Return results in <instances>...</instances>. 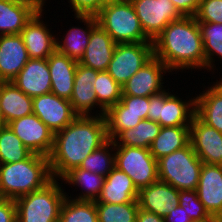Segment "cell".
Here are the masks:
<instances>
[{
	"instance_id": "6da1fadb",
	"label": "cell",
	"mask_w": 222,
	"mask_h": 222,
	"mask_svg": "<svg viewBox=\"0 0 222 222\" xmlns=\"http://www.w3.org/2000/svg\"><path fill=\"white\" fill-rule=\"evenodd\" d=\"M107 140L104 116H77L63 130L54 134L53 148L48 156L53 179L60 181Z\"/></svg>"
},
{
	"instance_id": "7a4b0ae2",
	"label": "cell",
	"mask_w": 222,
	"mask_h": 222,
	"mask_svg": "<svg viewBox=\"0 0 222 222\" xmlns=\"http://www.w3.org/2000/svg\"><path fill=\"white\" fill-rule=\"evenodd\" d=\"M154 57L162 61L170 73L206 69L204 45L199 22L193 16H182L170 22L152 41Z\"/></svg>"
},
{
	"instance_id": "3957f363",
	"label": "cell",
	"mask_w": 222,
	"mask_h": 222,
	"mask_svg": "<svg viewBox=\"0 0 222 222\" xmlns=\"http://www.w3.org/2000/svg\"><path fill=\"white\" fill-rule=\"evenodd\" d=\"M52 180L47 156L32 153L23 161L0 164V198L16 199L44 188Z\"/></svg>"
},
{
	"instance_id": "277c9868",
	"label": "cell",
	"mask_w": 222,
	"mask_h": 222,
	"mask_svg": "<svg viewBox=\"0 0 222 222\" xmlns=\"http://www.w3.org/2000/svg\"><path fill=\"white\" fill-rule=\"evenodd\" d=\"M95 17L116 44L152 42L145 35L130 0H108Z\"/></svg>"
},
{
	"instance_id": "5b68a950",
	"label": "cell",
	"mask_w": 222,
	"mask_h": 222,
	"mask_svg": "<svg viewBox=\"0 0 222 222\" xmlns=\"http://www.w3.org/2000/svg\"><path fill=\"white\" fill-rule=\"evenodd\" d=\"M61 187L53 179L44 188L16 198V222H58L66 198Z\"/></svg>"
},
{
	"instance_id": "8992f818",
	"label": "cell",
	"mask_w": 222,
	"mask_h": 222,
	"mask_svg": "<svg viewBox=\"0 0 222 222\" xmlns=\"http://www.w3.org/2000/svg\"><path fill=\"white\" fill-rule=\"evenodd\" d=\"M202 164L189 143L158 159V177L179 191L196 190Z\"/></svg>"
},
{
	"instance_id": "52a82bcc",
	"label": "cell",
	"mask_w": 222,
	"mask_h": 222,
	"mask_svg": "<svg viewBox=\"0 0 222 222\" xmlns=\"http://www.w3.org/2000/svg\"><path fill=\"white\" fill-rule=\"evenodd\" d=\"M115 167L132 179L138 191L159 180L158 160L148 148L115 146Z\"/></svg>"
},
{
	"instance_id": "ba28073f",
	"label": "cell",
	"mask_w": 222,
	"mask_h": 222,
	"mask_svg": "<svg viewBox=\"0 0 222 222\" xmlns=\"http://www.w3.org/2000/svg\"><path fill=\"white\" fill-rule=\"evenodd\" d=\"M147 119L157 121L162 127L190 126L195 115V97L182 100L167 89L149 97Z\"/></svg>"
},
{
	"instance_id": "9c48e42d",
	"label": "cell",
	"mask_w": 222,
	"mask_h": 222,
	"mask_svg": "<svg viewBox=\"0 0 222 222\" xmlns=\"http://www.w3.org/2000/svg\"><path fill=\"white\" fill-rule=\"evenodd\" d=\"M153 57V42L117 44L106 71L122 86Z\"/></svg>"
},
{
	"instance_id": "30bf717a",
	"label": "cell",
	"mask_w": 222,
	"mask_h": 222,
	"mask_svg": "<svg viewBox=\"0 0 222 222\" xmlns=\"http://www.w3.org/2000/svg\"><path fill=\"white\" fill-rule=\"evenodd\" d=\"M145 35L153 41L164 28L182 15L171 0H130Z\"/></svg>"
},
{
	"instance_id": "8fae6325",
	"label": "cell",
	"mask_w": 222,
	"mask_h": 222,
	"mask_svg": "<svg viewBox=\"0 0 222 222\" xmlns=\"http://www.w3.org/2000/svg\"><path fill=\"white\" fill-rule=\"evenodd\" d=\"M7 125L29 151L47 157L50 155L54 143V132L35 114L14 119Z\"/></svg>"
},
{
	"instance_id": "7c38bea8",
	"label": "cell",
	"mask_w": 222,
	"mask_h": 222,
	"mask_svg": "<svg viewBox=\"0 0 222 222\" xmlns=\"http://www.w3.org/2000/svg\"><path fill=\"white\" fill-rule=\"evenodd\" d=\"M35 114L54 134L63 130L78 115L73 111L69 100L48 93L32 98Z\"/></svg>"
},
{
	"instance_id": "4fadbf2b",
	"label": "cell",
	"mask_w": 222,
	"mask_h": 222,
	"mask_svg": "<svg viewBox=\"0 0 222 222\" xmlns=\"http://www.w3.org/2000/svg\"><path fill=\"white\" fill-rule=\"evenodd\" d=\"M166 72L170 73L167 66L153 57L122 85V95L150 97L162 92L165 90L162 84H165L163 75Z\"/></svg>"
},
{
	"instance_id": "5bb4252c",
	"label": "cell",
	"mask_w": 222,
	"mask_h": 222,
	"mask_svg": "<svg viewBox=\"0 0 222 222\" xmlns=\"http://www.w3.org/2000/svg\"><path fill=\"white\" fill-rule=\"evenodd\" d=\"M190 144L203 163L222 165V132L204 123L196 114L190 125Z\"/></svg>"
},
{
	"instance_id": "9a60e30c",
	"label": "cell",
	"mask_w": 222,
	"mask_h": 222,
	"mask_svg": "<svg viewBox=\"0 0 222 222\" xmlns=\"http://www.w3.org/2000/svg\"><path fill=\"white\" fill-rule=\"evenodd\" d=\"M44 10L40 9L20 32L31 59H47L56 50V36L42 19Z\"/></svg>"
},
{
	"instance_id": "2e32d148",
	"label": "cell",
	"mask_w": 222,
	"mask_h": 222,
	"mask_svg": "<svg viewBox=\"0 0 222 222\" xmlns=\"http://www.w3.org/2000/svg\"><path fill=\"white\" fill-rule=\"evenodd\" d=\"M197 196L213 219H222V165L202 164Z\"/></svg>"
},
{
	"instance_id": "e0dca14e",
	"label": "cell",
	"mask_w": 222,
	"mask_h": 222,
	"mask_svg": "<svg viewBox=\"0 0 222 222\" xmlns=\"http://www.w3.org/2000/svg\"><path fill=\"white\" fill-rule=\"evenodd\" d=\"M137 201L140 209L164 218L179 206V190L158 180L139 190Z\"/></svg>"
},
{
	"instance_id": "ac0fdd59",
	"label": "cell",
	"mask_w": 222,
	"mask_h": 222,
	"mask_svg": "<svg viewBox=\"0 0 222 222\" xmlns=\"http://www.w3.org/2000/svg\"><path fill=\"white\" fill-rule=\"evenodd\" d=\"M29 59L20 34L0 35V82H11Z\"/></svg>"
},
{
	"instance_id": "d6986e66",
	"label": "cell",
	"mask_w": 222,
	"mask_h": 222,
	"mask_svg": "<svg viewBox=\"0 0 222 222\" xmlns=\"http://www.w3.org/2000/svg\"><path fill=\"white\" fill-rule=\"evenodd\" d=\"M29 97L51 93V78L47 59H29L11 81Z\"/></svg>"
},
{
	"instance_id": "ffe728a7",
	"label": "cell",
	"mask_w": 222,
	"mask_h": 222,
	"mask_svg": "<svg viewBox=\"0 0 222 222\" xmlns=\"http://www.w3.org/2000/svg\"><path fill=\"white\" fill-rule=\"evenodd\" d=\"M98 71L78 63L75 72L73 93L70 98L73 111L78 115L91 116L93 108L98 106V100L93 89ZM92 113V114H91Z\"/></svg>"
},
{
	"instance_id": "44dd1931",
	"label": "cell",
	"mask_w": 222,
	"mask_h": 222,
	"mask_svg": "<svg viewBox=\"0 0 222 222\" xmlns=\"http://www.w3.org/2000/svg\"><path fill=\"white\" fill-rule=\"evenodd\" d=\"M39 10L29 0H0V35L20 34Z\"/></svg>"
},
{
	"instance_id": "7402d4cb",
	"label": "cell",
	"mask_w": 222,
	"mask_h": 222,
	"mask_svg": "<svg viewBox=\"0 0 222 222\" xmlns=\"http://www.w3.org/2000/svg\"><path fill=\"white\" fill-rule=\"evenodd\" d=\"M47 62L50 70L51 93L70 100L78 62L57 50L47 58Z\"/></svg>"
},
{
	"instance_id": "603a6c76",
	"label": "cell",
	"mask_w": 222,
	"mask_h": 222,
	"mask_svg": "<svg viewBox=\"0 0 222 222\" xmlns=\"http://www.w3.org/2000/svg\"><path fill=\"white\" fill-rule=\"evenodd\" d=\"M116 43L99 25L92 31L84 55L78 63L97 71H106L113 57Z\"/></svg>"
},
{
	"instance_id": "cb8c5ba5",
	"label": "cell",
	"mask_w": 222,
	"mask_h": 222,
	"mask_svg": "<svg viewBox=\"0 0 222 222\" xmlns=\"http://www.w3.org/2000/svg\"><path fill=\"white\" fill-rule=\"evenodd\" d=\"M84 27L72 26L65 37H56V50L69 58L80 61L89 43L91 31L98 25L95 15H74ZM84 29V30H83ZM60 39V40H59Z\"/></svg>"
},
{
	"instance_id": "d4e9b609",
	"label": "cell",
	"mask_w": 222,
	"mask_h": 222,
	"mask_svg": "<svg viewBox=\"0 0 222 222\" xmlns=\"http://www.w3.org/2000/svg\"><path fill=\"white\" fill-rule=\"evenodd\" d=\"M138 192L132 179L126 173L114 167L106 176L101 194L95 202L130 203L137 200Z\"/></svg>"
},
{
	"instance_id": "484cf974",
	"label": "cell",
	"mask_w": 222,
	"mask_h": 222,
	"mask_svg": "<svg viewBox=\"0 0 222 222\" xmlns=\"http://www.w3.org/2000/svg\"><path fill=\"white\" fill-rule=\"evenodd\" d=\"M0 109L5 125L14 119L33 114L32 97L12 82H0Z\"/></svg>"
},
{
	"instance_id": "4316f807",
	"label": "cell",
	"mask_w": 222,
	"mask_h": 222,
	"mask_svg": "<svg viewBox=\"0 0 222 222\" xmlns=\"http://www.w3.org/2000/svg\"><path fill=\"white\" fill-rule=\"evenodd\" d=\"M195 97V114L207 125L222 132V85L215 81Z\"/></svg>"
},
{
	"instance_id": "83f0119b",
	"label": "cell",
	"mask_w": 222,
	"mask_h": 222,
	"mask_svg": "<svg viewBox=\"0 0 222 222\" xmlns=\"http://www.w3.org/2000/svg\"><path fill=\"white\" fill-rule=\"evenodd\" d=\"M105 178L102 175L77 167L66 173L61 180L65 182L64 184L76 185L75 189L78 186L82 190V193L77 195L78 197L72 198L71 195L65 193L66 197L78 201H96L101 194Z\"/></svg>"
},
{
	"instance_id": "f1b7e54d",
	"label": "cell",
	"mask_w": 222,
	"mask_h": 222,
	"mask_svg": "<svg viewBox=\"0 0 222 222\" xmlns=\"http://www.w3.org/2000/svg\"><path fill=\"white\" fill-rule=\"evenodd\" d=\"M190 143V126L162 127L150 146V153L158 160L161 157L186 147Z\"/></svg>"
},
{
	"instance_id": "f546056e",
	"label": "cell",
	"mask_w": 222,
	"mask_h": 222,
	"mask_svg": "<svg viewBox=\"0 0 222 222\" xmlns=\"http://www.w3.org/2000/svg\"><path fill=\"white\" fill-rule=\"evenodd\" d=\"M162 126L157 121L142 119L134 128L121 131L114 139V146H134L148 148Z\"/></svg>"
},
{
	"instance_id": "4dcf8cb0",
	"label": "cell",
	"mask_w": 222,
	"mask_h": 222,
	"mask_svg": "<svg viewBox=\"0 0 222 222\" xmlns=\"http://www.w3.org/2000/svg\"><path fill=\"white\" fill-rule=\"evenodd\" d=\"M93 89L100 108L99 113L94 115L104 116L105 112L117 104L122 96V86L107 71H98Z\"/></svg>"
},
{
	"instance_id": "1f68e13d",
	"label": "cell",
	"mask_w": 222,
	"mask_h": 222,
	"mask_svg": "<svg viewBox=\"0 0 222 222\" xmlns=\"http://www.w3.org/2000/svg\"><path fill=\"white\" fill-rule=\"evenodd\" d=\"M199 28L204 45L207 72L214 71L216 60L213 57L219 56L218 58L222 59V23L199 22Z\"/></svg>"
},
{
	"instance_id": "d6a6232c",
	"label": "cell",
	"mask_w": 222,
	"mask_h": 222,
	"mask_svg": "<svg viewBox=\"0 0 222 222\" xmlns=\"http://www.w3.org/2000/svg\"><path fill=\"white\" fill-rule=\"evenodd\" d=\"M114 151V142L113 140L108 139L103 145H101L99 148L95 149L90 155H88L83 160L79 168L106 177L115 167Z\"/></svg>"
},
{
	"instance_id": "836d02e7",
	"label": "cell",
	"mask_w": 222,
	"mask_h": 222,
	"mask_svg": "<svg viewBox=\"0 0 222 222\" xmlns=\"http://www.w3.org/2000/svg\"><path fill=\"white\" fill-rule=\"evenodd\" d=\"M31 154L8 125L0 127V164L20 162Z\"/></svg>"
},
{
	"instance_id": "e575fe53",
	"label": "cell",
	"mask_w": 222,
	"mask_h": 222,
	"mask_svg": "<svg viewBox=\"0 0 222 222\" xmlns=\"http://www.w3.org/2000/svg\"><path fill=\"white\" fill-rule=\"evenodd\" d=\"M58 222H98L95 201L65 198Z\"/></svg>"
},
{
	"instance_id": "d590c367",
	"label": "cell",
	"mask_w": 222,
	"mask_h": 222,
	"mask_svg": "<svg viewBox=\"0 0 222 222\" xmlns=\"http://www.w3.org/2000/svg\"><path fill=\"white\" fill-rule=\"evenodd\" d=\"M98 222H136L139 209L138 201L113 204L95 202Z\"/></svg>"
},
{
	"instance_id": "8d00e7d4",
	"label": "cell",
	"mask_w": 222,
	"mask_h": 222,
	"mask_svg": "<svg viewBox=\"0 0 222 222\" xmlns=\"http://www.w3.org/2000/svg\"><path fill=\"white\" fill-rule=\"evenodd\" d=\"M108 139L113 140L121 131L134 128L142 118L133 113H124V105L119 101L105 112Z\"/></svg>"
},
{
	"instance_id": "74e56055",
	"label": "cell",
	"mask_w": 222,
	"mask_h": 222,
	"mask_svg": "<svg viewBox=\"0 0 222 222\" xmlns=\"http://www.w3.org/2000/svg\"><path fill=\"white\" fill-rule=\"evenodd\" d=\"M179 206L185 209L193 222H212L214 220L199 200L196 190L179 191Z\"/></svg>"
},
{
	"instance_id": "f35d334b",
	"label": "cell",
	"mask_w": 222,
	"mask_h": 222,
	"mask_svg": "<svg viewBox=\"0 0 222 222\" xmlns=\"http://www.w3.org/2000/svg\"><path fill=\"white\" fill-rule=\"evenodd\" d=\"M198 22L222 23V0H204L195 14Z\"/></svg>"
},
{
	"instance_id": "ab89813d",
	"label": "cell",
	"mask_w": 222,
	"mask_h": 222,
	"mask_svg": "<svg viewBox=\"0 0 222 222\" xmlns=\"http://www.w3.org/2000/svg\"><path fill=\"white\" fill-rule=\"evenodd\" d=\"M120 102L124 105V113L137 114L142 119H147L149 97L122 95Z\"/></svg>"
},
{
	"instance_id": "60d3db41",
	"label": "cell",
	"mask_w": 222,
	"mask_h": 222,
	"mask_svg": "<svg viewBox=\"0 0 222 222\" xmlns=\"http://www.w3.org/2000/svg\"><path fill=\"white\" fill-rule=\"evenodd\" d=\"M108 0H68L74 15H96Z\"/></svg>"
},
{
	"instance_id": "b9f144b4",
	"label": "cell",
	"mask_w": 222,
	"mask_h": 222,
	"mask_svg": "<svg viewBox=\"0 0 222 222\" xmlns=\"http://www.w3.org/2000/svg\"><path fill=\"white\" fill-rule=\"evenodd\" d=\"M15 199L0 198V222H16Z\"/></svg>"
},
{
	"instance_id": "7bdbcfd3",
	"label": "cell",
	"mask_w": 222,
	"mask_h": 222,
	"mask_svg": "<svg viewBox=\"0 0 222 222\" xmlns=\"http://www.w3.org/2000/svg\"><path fill=\"white\" fill-rule=\"evenodd\" d=\"M182 16H195L200 0H171Z\"/></svg>"
},
{
	"instance_id": "ee69618b",
	"label": "cell",
	"mask_w": 222,
	"mask_h": 222,
	"mask_svg": "<svg viewBox=\"0 0 222 222\" xmlns=\"http://www.w3.org/2000/svg\"><path fill=\"white\" fill-rule=\"evenodd\" d=\"M165 222H193L183 207L177 206L164 217Z\"/></svg>"
},
{
	"instance_id": "f6af8a7d",
	"label": "cell",
	"mask_w": 222,
	"mask_h": 222,
	"mask_svg": "<svg viewBox=\"0 0 222 222\" xmlns=\"http://www.w3.org/2000/svg\"><path fill=\"white\" fill-rule=\"evenodd\" d=\"M136 222H165L161 216L154 214L143 209H138Z\"/></svg>"
},
{
	"instance_id": "bcb514c9",
	"label": "cell",
	"mask_w": 222,
	"mask_h": 222,
	"mask_svg": "<svg viewBox=\"0 0 222 222\" xmlns=\"http://www.w3.org/2000/svg\"><path fill=\"white\" fill-rule=\"evenodd\" d=\"M33 3H35L40 9H43L46 3V0H29Z\"/></svg>"
},
{
	"instance_id": "7dc6e473",
	"label": "cell",
	"mask_w": 222,
	"mask_h": 222,
	"mask_svg": "<svg viewBox=\"0 0 222 222\" xmlns=\"http://www.w3.org/2000/svg\"><path fill=\"white\" fill-rule=\"evenodd\" d=\"M5 125V123H4V121H3V116H2V114H1V109H0V127L1 126H4Z\"/></svg>"
},
{
	"instance_id": "c3c4849f",
	"label": "cell",
	"mask_w": 222,
	"mask_h": 222,
	"mask_svg": "<svg viewBox=\"0 0 222 222\" xmlns=\"http://www.w3.org/2000/svg\"><path fill=\"white\" fill-rule=\"evenodd\" d=\"M212 222H222V219H214Z\"/></svg>"
},
{
	"instance_id": "681fc988",
	"label": "cell",
	"mask_w": 222,
	"mask_h": 222,
	"mask_svg": "<svg viewBox=\"0 0 222 222\" xmlns=\"http://www.w3.org/2000/svg\"><path fill=\"white\" fill-rule=\"evenodd\" d=\"M221 79V80H220ZM219 81L217 80L218 83L222 85V78H220Z\"/></svg>"
}]
</instances>
